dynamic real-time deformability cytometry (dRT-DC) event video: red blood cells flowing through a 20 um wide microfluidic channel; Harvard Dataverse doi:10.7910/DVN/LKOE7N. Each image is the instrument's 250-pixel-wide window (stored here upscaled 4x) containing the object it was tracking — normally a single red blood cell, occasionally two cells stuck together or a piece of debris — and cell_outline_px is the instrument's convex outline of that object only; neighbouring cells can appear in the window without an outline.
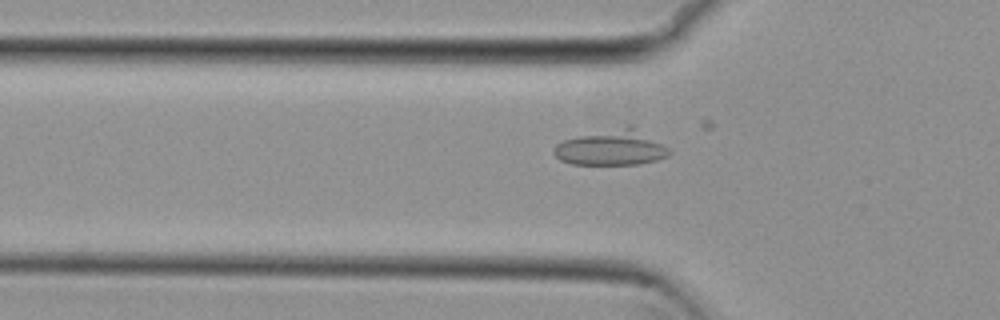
{"species": "common noctule bat (a hibernating species)", "species_latin": "Nyctalus noctula", "temperature_condition": "cold", "stored_images_in_passage": 27, "camera_frame_rate_fps": 3000, "um_per_image_px": 0.085, "animal": {"sex": "female", "body_mass_g": 29.2, "forearm_length_mm": 56.3}, "frame": {"image": 1, "passage_image": 3, "time_ms": 0.667, "image_size_px": [1000, 320], "cell_outline_px": [[672, 152], [668, 156], [656, 160], [640, 164], [572, 164], [560, 160], [552, 152], [552, 148], [556, 144], [564, 140], [628, 124], [632, 124], [668, 148]], "centroid_in_image_um": [51.99, 12.55], "position_along_channel_um": 73.8, "area_um2": 23.76}}
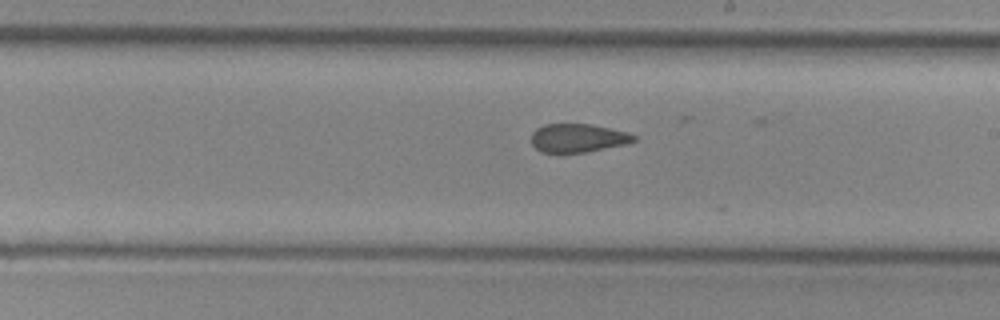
{"frame": {"image": 2, "passage_image": 16, "time_ms": 5.0, "image_size_px": [1000, 320], "cell_outline_px": [[636, 140], [628, 144], [564, 156], [560, 156], [540, 152], [532, 144], [532, 132], [536, 128], [544, 124], [588, 124], [628, 132], [636, 136]], "centroid_in_image_um": [49.07, 11.78], "position_along_channel_um": 239.9, "area_um2": 17.69}}
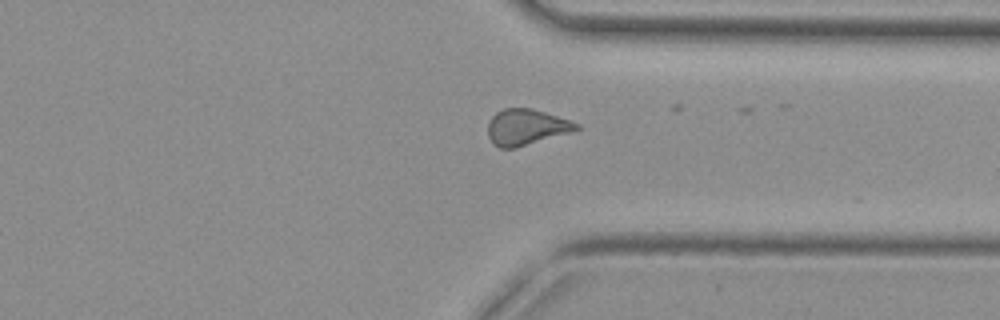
{"frame": {"image": 3, "passage_image": 26, "time_ms": 8.333, "image_size_px": [1000, 320], "cell_outline_px": [[580, 128], [572, 132], [516, 148], [500, 148], [492, 144], [488, 136], [488, 120], [496, 112], [504, 108], [528, 108], [544, 112], [580, 124]], "centroid_in_image_um": [44.7, 10.82], "position_along_channel_um": 366.7, "area_um2": 18.55}}